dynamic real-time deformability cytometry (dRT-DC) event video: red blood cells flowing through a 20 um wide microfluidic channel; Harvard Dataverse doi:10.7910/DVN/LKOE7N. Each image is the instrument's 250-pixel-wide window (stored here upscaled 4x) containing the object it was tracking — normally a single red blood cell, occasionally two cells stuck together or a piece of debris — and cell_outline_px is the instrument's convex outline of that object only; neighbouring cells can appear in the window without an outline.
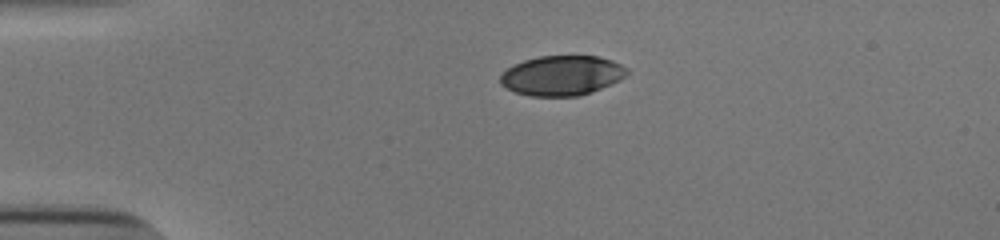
{"species": "human", "species_latin": "Homo sapiens", "temperature_condition": "cold", "stored_images_in_passage": 36, "camera_frame_rate_fps": 3000, "um_per_image_px": 0.085, "donor": {"sex": "male"}, "frame": {"image": 1, "passage_image": 1, "time_ms": 0.0, "image_size_px": [1000, 240], "cell_outline_px": [[628, 72], [620, 80], [612, 84], [592, 92], [580, 96], [528, 96], [516, 92], [500, 84], [500, 76], [512, 64], [524, 60], [540, 56], [600, 56], [612, 60], [628, 68]], "centroid_in_image_um": [47.77, 6.42], "position_along_channel_um": 37.2, "area_um2": 29.54}}
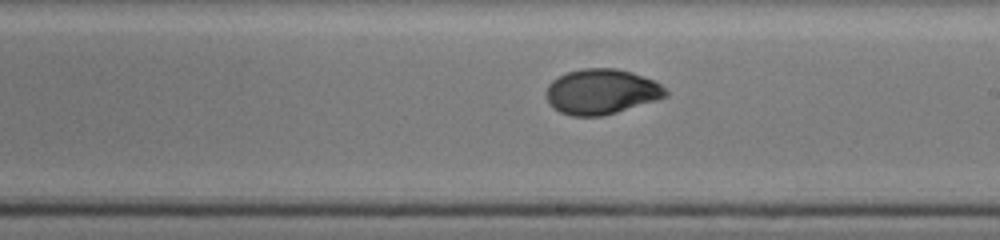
{"frame": {"image": 2, "passage_image": 20, "time_ms": 6.333, "image_size_px": [1000, 240], "cell_outline_px": [[668, 96], [656, 100], [616, 112], [600, 116], [572, 116], [560, 112], [552, 108], [548, 100], [548, 84], [552, 80], [568, 72], [584, 68], [616, 68], [632, 72], [656, 80], [668, 92]], "centroid_in_image_um": [51.15, 7.78], "position_along_channel_um": 237.9, "area_um2": 31.33}}
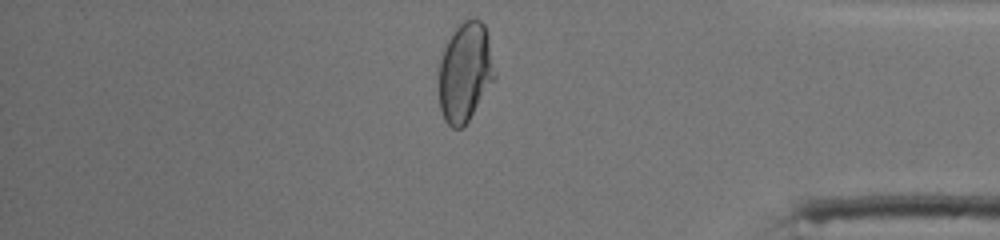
{"frame": {"image": 3, "passage_image": 34, "time_ms": 11.0, "image_size_px": [1000, 240], "cell_outline_px": [[496, 80], [468, 120], [460, 128], [452, 128], [444, 120], [440, 108], [440, 60], [444, 48], [448, 40], [456, 28], [464, 20], [472, 16], [476, 16], [484, 24], [488, 36], [496, 76]], "centroid_in_image_um": [39.57, 6.11], "position_along_channel_um": 395.6, "area_um2": 32.31}, "authors_computed_cell_mechanics": {"area_um2": 31.4721, "velocity_mm_per_s": 3.8865, "shape_relaxation_time_tau1_ms": 5.6185, "shape_relaxation_time_tau2_ms": 1.3638, "deformation_change_tau1": 0.1753, "deformation_change_tau2": 0.0398}}